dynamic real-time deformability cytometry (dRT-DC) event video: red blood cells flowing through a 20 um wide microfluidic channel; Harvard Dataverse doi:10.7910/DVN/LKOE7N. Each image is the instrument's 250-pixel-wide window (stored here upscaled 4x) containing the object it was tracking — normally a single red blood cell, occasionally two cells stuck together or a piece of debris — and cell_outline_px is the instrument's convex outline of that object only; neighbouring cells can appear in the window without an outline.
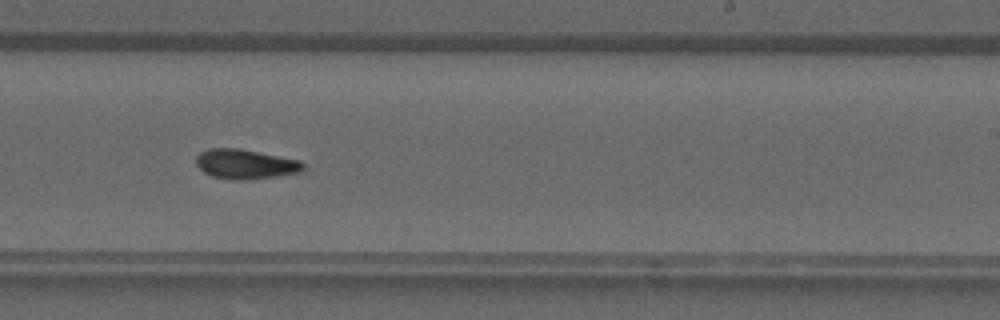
{"species": "common noctule bat (a hibernating species)", "species_latin": "Nyctalus noctula", "temperature_condition": "warm", "stored_images_in_passage": 27, "camera_frame_rate_fps": 3000, "um_per_image_px": 0.085, "animal": {"sex": "male", "forearm_length_mm": 52.5}, "frame": {"image": 1, "passage_image": 12, "time_ms": 3.667, "image_size_px": [1000, 320], "cell_outline_px": [[304, 168], [300, 172], [280, 176], [248, 180], [232, 180], [212, 176], [204, 172], [196, 164], [196, 156], [200, 152], [208, 148], [236, 148], [300, 160], [304, 164]], "centroid_in_image_um": [20.85, 13.96], "position_along_channel_um": 268.1, "area_um2": 18.55}}